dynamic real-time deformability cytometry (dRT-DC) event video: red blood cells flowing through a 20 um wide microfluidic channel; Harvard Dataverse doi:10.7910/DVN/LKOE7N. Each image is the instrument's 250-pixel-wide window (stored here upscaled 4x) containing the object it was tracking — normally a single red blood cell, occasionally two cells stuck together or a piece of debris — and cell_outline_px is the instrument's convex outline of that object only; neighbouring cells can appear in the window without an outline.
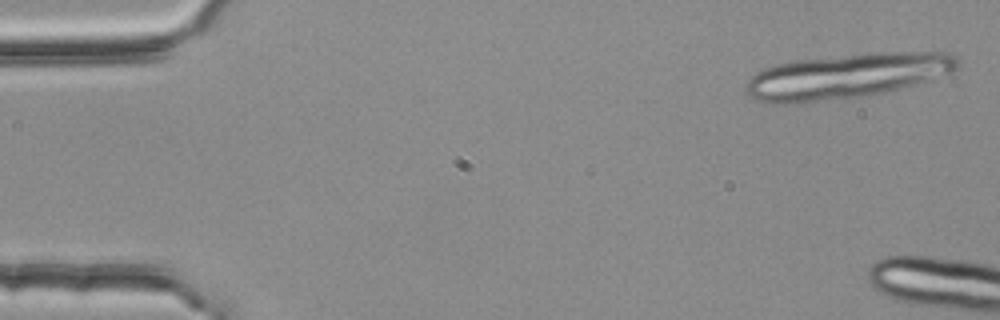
{"species": "common noctule bat (a hibernating species)", "species_latin": "Nyctalus noctula", "temperature_condition": "room temperature", "stored_images_in_passage": 6, "camera_frame_rate_fps": 3000, "um_per_image_px": 0.085, "animal": {"sex": "female", "body_mass_g": 25.1}, "frame": {"image": 1, "passage_image": 2, "time_ms": 0.333, "image_size_px": [1000, 320], "cell_outline_px": [[960, 68], [952, 72], [916, 84], [884, 92], [860, 96], [792, 104], [768, 104], [756, 100], [748, 96], [744, 92], [744, 84], [756, 72], [764, 68], [776, 64], [792, 60], [868, 52], [948, 52], [956, 56], [960, 60]], "centroid_in_image_um": [71.93, 6.45], "position_along_channel_um": 13.1, "area_um2": 56.07}}